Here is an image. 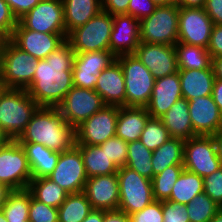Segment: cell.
<instances>
[{"mask_svg": "<svg viewBox=\"0 0 222 222\" xmlns=\"http://www.w3.org/2000/svg\"><path fill=\"white\" fill-rule=\"evenodd\" d=\"M75 52L65 40L46 59L38 60L32 83L26 89L39 107H57L73 87Z\"/></svg>", "mask_w": 222, "mask_h": 222, "instance_id": "1", "label": "cell"}, {"mask_svg": "<svg viewBox=\"0 0 222 222\" xmlns=\"http://www.w3.org/2000/svg\"><path fill=\"white\" fill-rule=\"evenodd\" d=\"M16 141L42 144L61 153L75 145V128L65 121L57 107H38Z\"/></svg>", "mask_w": 222, "mask_h": 222, "instance_id": "2", "label": "cell"}, {"mask_svg": "<svg viewBox=\"0 0 222 222\" xmlns=\"http://www.w3.org/2000/svg\"><path fill=\"white\" fill-rule=\"evenodd\" d=\"M38 107L27 90L4 88L0 93V129L16 140Z\"/></svg>", "mask_w": 222, "mask_h": 222, "instance_id": "3", "label": "cell"}, {"mask_svg": "<svg viewBox=\"0 0 222 222\" xmlns=\"http://www.w3.org/2000/svg\"><path fill=\"white\" fill-rule=\"evenodd\" d=\"M116 60L125 79V106L146 107L152 95L154 76L134 54L120 55Z\"/></svg>", "mask_w": 222, "mask_h": 222, "instance_id": "4", "label": "cell"}, {"mask_svg": "<svg viewBox=\"0 0 222 222\" xmlns=\"http://www.w3.org/2000/svg\"><path fill=\"white\" fill-rule=\"evenodd\" d=\"M38 60L18 48L11 40L1 55L0 81L7 89H27L32 83Z\"/></svg>", "mask_w": 222, "mask_h": 222, "instance_id": "5", "label": "cell"}, {"mask_svg": "<svg viewBox=\"0 0 222 222\" xmlns=\"http://www.w3.org/2000/svg\"><path fill=\"white\" fill-rule=\"evenodd\" d=\"M112 28L113 15L101 10L86 24L72 30L66 40L75 53L109 51Z\"/></svg>", "mask_w": 222, "mask_h": 222, "instance_id": "6", "label": "cell"}, {"mask_svg": "<svg viewBox=\"0 0 222 222\" xmlns=\"http://www.w3.org/2000/svg\"><path fill=\"white\" fill-rule=\"evenodd\" d=\"M178 14L177 4L157 6L140 20V42L174 46L178 42Z\"/></svg>", "mask_w": 222, "mask_h": 222, "instance_id": "7", "label": "cell"}, {"mask_svg": "<svg viewBox=\"0 0 222 222\" xmlns=\"http://www.w3.org/2000/svg\"><path fill=\"white\" fill-rule=\"evenodd\" d=\"M118 209L130 215L143 210L153 200L152 180L141 176L128 167H120Z\"/></svg>", "mask_w": 222, "mask_h": 222, "instance_id": "8", "label": "cell"}, {"mask_svg": "<svg viewBox=\"0 0 222 222\" xmlns=\"http://www.w3.org/2000/svg\"><path fill=\"white\" fill-rule=\"evenodd\" d=\"M32 180L24 149L16 140L0 148V183L11 190L26 189Z\"/></svg>", "mask_w": 222, "mask_h": 222, "instance_id": "9", "label": "cell"}, {"mask_svg": "<svg viewBox=\"0 0 222 222\" xmlns=\"http://www.w3.org/2000/svg\"><path fill=\"white\" fill-rule=\"evenodd\" d=\"M119 107L105 105L75 128V145H100L116 136Z\"/></svg>", "mask_w": 222, "mask_h": 222, "instance_id": "10", "label": "cell"}, {"mask_svg": "<svg viewBox=\"0 0 222 222\" xmlns=\"http://www.w3.org/2000/svg\"><path fill=\"white\" fill-rule=\"evenodd\" d=\"M105 105L95 90L73 86L57 108L65 121L76 128Z\"/></svg>", "mask_w": 222, "mask_h": 222, "instance_id": "11", "label": "cell"}, {"mask_svg": "<svg viewBox=\"0 0 222 222\" xmlns=\"http://www.w3.org/2000/svg\"><path fill=\"white\" fill-rule=\"evenodd\" d=\"M185 169L201 176L211 175L221 167L213 136H195L184 141Z\"/></svg>", "mask_w": 222, "mask_h": 222, "instance_id": "12", "label": "cell"}, {"mask_svg": "<svg viewBox=\"0 0 222 222\" xmlns=\"http://www.w3.org/2000/svg\"><path fill=\"white\" fill-rule=\"evenodd\" d=\"M213 26L204 8L179 7L178 42L208 48Z\"/></svg>", "mask_w": 222, "mask_h": 222, "instance_id": "13", "label": "cell"}, {"mask_svg": "<svg viewBox=\"0 0 222 222\" xmlns=\"http://www.w3.org/2000/svg\"><path fill=\"white\" fill-rule=\"evenodd\" d=\"M48 178L69 194L84 191L88 176L80 149L76 145L60 153L58 163Z\"/></svg>", "mask_w": 222, "mask_h": 222, "instance_id": "14", "label": "cell"}, {"mask_svg": "<svg viewBox=\"0 0 222 222\" xmlns=\"http://www.w3.org/2000/svg\"><path fill=\"white\" fill-rule=\"evenodd\" d=\"M18 21L29 30L50 34H67L62 0H41Z\"/></svg>", "mask_w": 222, "mask_h": 222, "instance_id": "15", "label": "cell"}, {"mask_svg": "<svg viewBox=\"0 0 222 222\" xmlns=\"http://www.w3.org/2000/svg\"><path fill=\"white\" fill-rule=\"evenodd\" d=\"M115 60L116 57L110 51L75 53L72 68L73 86L95 90L98 75Z\"/></svg>", "mask_w": 222, "mask_h": 222, "instance_id": "16", "label": "cell"}, {"mask_svg": "<svg viewBox=\"0 0 222 222\" xmlns=\"http://www.w3.org/2000/svg\"><path fill=\"white\" fill-rule=\"evenodd\" d=\"M67 39V34H50L26 29L19 21L10 40L37 59H46Z\"/></svg>", "mask_w": 222, "mask_h": 222, "instance_id": "17", "label": "cell"}, {"mask_svg": "<svg viewBox=\"0 0 222 222\" xmlns=\"http://www.w3.org/2000/svg\"><path fill=\"white\" fill-rule=\"evenodd\" d=\"M134 55L150 70L155 79L178 72L175 46L140 42Z\"/></svg>", "mask_w": 222, "mask_h": 222, "instance_id": "18", "label": "cell"}, {"mask_svg": "<svg viewBox=\"0 0 222 222\" xmlns=\"http://www.w3.org/2000/svg\"><path fill=\"white\" fill-rule=\"evenodd\" d=\"M140 43V20L127 14L113 15L109 51L115 56L134 54Z\"/></svg>", "mask_w": 222, "mask_h": 222, "instance_id": "19", "label": "cell"}, {"mask_svg": "<svg viewBox=\"0 0 222 222\" xmlns=\"http://www.w3.org/2000/svg\"><path fill=\"white\" fill-rule=\"evenodd\" d=\"M193 131L199 136H213L222 130V117L213 96L192 98L188 101Z\"/></svg>", "mask_w": 222, "mask_h": 222, "instance_id": "20", "label": "cell"}, {"mask_svg": "<svg viewBox=\"0 0 222 222\" xmlns=\"http://www.w3.org/2000/svg\"><path fill=\"white\" fill-rule=\"evenodd\" d=\"M92 209L117 210L119 207V181L117 173L93 176L87 179L83 191Z\"/></svg>", "mask_w": 222, "mask_h": 222, "instance_id": "21", "label": "cell"}, {"mask_svg": "<svg viewBox=\"0 0 222 222\" xmlns=\"http://www.w3.org/2000/svg\"><path fill=\"white\" fill-rule=\"evenodd\" d=\"M180 98L182 91L178 72L157 78L146 110L152 118H161Z\"/></svg>", "mask_w": 222, "mask_h": 222, "instance_id": "22", "label": "cell"}, {"mask_svg": "<svg viewBox=\"0 0 222 222\" xmlns=\"http://www.w3.org/2000/svg\"><path fill=\"white\" fill-rule=\"evenodd\" d=\"M95 91L106 105L125 106V79L117 60L98 75Z\"/></svg>", "mask_w": 222, "mask_h": 222, "instance_id": "23", "label": "cell"}, {"mask_svg": "<svg viewBox=\"0 0 222 222\" xmlns=\"http://www.w3.org/2000/svg\"><path fill=\"white\" fill-rule=\"evenodd\" d=\"M182 97L188 101L192 98L212 95L215 82L213 68L178 69Z\"/></svg>", "mask_w": 222, "mask_h": 222, "instance_id": "24", "label": "cell"}, {"mask_svg": "<svg viewBox=\"0 0 222 222\" xmlns=\"http://www.w3.org/2000/svg\"><path fill=\"white\" fill-rule=\"evenodd\" d=\"M150 117L146 107L120 106L117 117L116 136L127 143L139 140Z\"/></svg>", "mask_w": 222, "mask_h": 222, "instance_id": "25", "label": "cell"}, {"mask_svg": "<svg viewBox=\"0 0 222 222\" xmlns=\"http://www.w3.org/2000/svg\"><path fill=\"white\" fill-rule=\"evenodd\" d=\"M160 119L168 129L171 138H179L185 141L198 136L193 131L188 100L183 97L174 103Z\"/></svg>", "mask_w": 222, "mask_h": 222, "instance_id": "26", "label": "cell"}, {"mask_svg": "<svg viewBox=\"0 0 222 222\" xmlns=\"http://www.w3.org/2000/svg\"><path fill=\"white\" fill-rule=\"evenodd\" d=\"M20 145L25 151L32 179L49 177L58 163L60 152L38 143H20Z\"/></svg>", "mask_w": 222, "mask_h": 222, "instance_id": "27", "label": "cell"}, {"mask_svg": "<svg viewBox=\"0 0 222 222\" xmlns=\"http://www.w3.org/2000/svg\"><path fill=\"white\" fill-rule=\"evenodd\" d=\"M64 5V22L67 35L76 28L86 24L102 9L100 0H62Z\"/></svg>", "mask_w": 222, "mask_h": 222, "instance_id": "28", "label": "cell"}, {"mask_svg": "<svg viewBox=\"0 0 222 222\" xmlns=\"http://www.w3.org/2000/svg\"><path fill=\"white\" fill-rule=\"evenodd\" d=\"M85 166L88 178L99 175H109L118 172V167L109 161L105 151L96 145H76Z\"/></svg>", "mask_w": 222, "mask_h": 222, "instance_id": "29", "label": "cell"}, {"mask_svg": "<svg viewBox=\"0 0 222 222\" xmlns=\"http://www.w3.org/2000/svg\"><path fill=\"white\" fill-rule=\"evenodd\" d=\"M153 176L164 171L171 165H183L184 140L170 138L152 154Z\"/></svg>", "mask_w": 222, "mask_h": 222, "instance_id": "30", "label": "cell"}, {"mask_svg": "<svg viewBox=\"0 0 222 222\" xmlns=\"http://www.w3.org/2000/svg\"><path fill=\"white\" fill-rule=\"evenodd\" d=\"M27 189L34 199L57 209L69 194L48 177L32 179Z\"/></svg>", "mask_w": 222, "mask_h": 222, "instance_id": "31", "label": "cell"}, {"mask_svg": "<svg viewBox=\"0 0 222 222\" xmlns=\"http://www.w3.org/2000/svg\"><path fill=\"white\" fill-rule=\"evenodd\" d=\"M178 69L212 68V58L207 48L177 42L175 45Z\"/></svg>", "mask_w": 222, "mask_h": 222, "instance_id": "32", "label": "cell"}, {"mask_svg": "<svg viewBox=\"0 0 222 222\" xmlns=\"http://www.w3.org/2000/svg\"><path fill=\"white\" fill-rule=\"evenodd\" d=\"M202 192H204L203 178L184 168L168 200L187 205Z\"/></svg>", "mask_w": 222, "mask_h": 222, "instance_id": "33", "label": "cell"}, {"mask_svg": "<svg viewBox=\"0 0 222 222\" xmlns=\"http://www.w3.org/2000/svg\"><path fill=\"white\" fill-rule=\"evenodd\" d=\"M31 193L26 189L11 190L1 206L8 222H29Z\"/></svg>", "mask_w": 222, "mask_h": 222, "instance_id": "34", "label": "cell"}, {"mask_svg": "<svg viewBox=\"0 0 222 222\" xmlns=\"http://www.w3.org/2000/svg\"><path fill=\"white\" fill-rule=\"evenodd\" d=\"M91 211L84 192L71 193L58 208V222H82Z\"/></svg>", "mask_w": 222, "mask_h": 222, "instance_id": "35", "label": "cell"}, {"mask_svg": "<svg viewBox=\"0 0 222 222\" xmlns=\"http://www.w3.org/2000/svg\"><path fill=\"white\" fill-rule=\"evenodd\" d=\"M153 151L147 149L140 140L128 142L126 167L135 170L141 176L153 179Z\"/></svg>", "mask_w": 222, "mask_h": 222, "instance_id": "36", "label": "cell"}, {"mask_svg": "<svg viewBox=\"0 0 222 222\" xmlns=\"http://www.w3.org/2000/svg\"><path fill=\"white\" fill-rule=\"evenodd\" d=\"M183 170V165H171L161 173L153 176L152 190L154 200L165 201L170 198L172 188Z\"/></svg>", "mask_w": 222, "mask_h": 222, "instance_id": "37", "label": "cell"}, {"mask_svg": "<svg viewBox=\"0 0 222 222\" xmlns=\"http://www.w3.org/2000/svg\"><path fill=\"white\" fill-rule=\"evenodd\" d=\"M186 207L190 222H210L221 208L205 192L195 196Z\"/></svg>", "mask_w": 222, "mask_h": 222, "instance_id": "38", "label": "cell"}, {"mask_svg": "<svg viewBox=\"0 0 222 222\" xmlns=\"http://www.w3.org/2000/svg\"><path fill=\"white\" fill-rule=\"evenodd\" d=\"M171 138L160 118L150 117L139 140L149 150L154 151Z\"/></svg>", "mask_w": 222, "mask_h": 222, "instance_id": "39", "label": "cell"}, {"mask_svg": "<svg viewBox=\"0 0 222 222\" xmlns=\"http://www.w3.org/2000/svg\"><path fill=\"white\" fill-rule=\"evenodd\" d=\"M98 146L102 151H105L109 161H112L118 168L126 166L128 155L127 142L120 137L114 136Z\"/></svg>", "mask_w": 222, "mask_h": 222, "instance_id": "40", "label": "cell"}, {"mask_svg": "<svg viewBox=\"0 0 222 222\" xmlns=\"http://www.w3.org/2000/svg\"><path fill=\"white\" fill-rule=\"evenodd\" d=\"M29 222H58V209L34 199L31 195Z\"/></svg>", "mask_w": 222, "mask_h": 222, "instance_id": "41", "label": "cell"}, {"mask_svg": "<svg viewBox=\"0 0 222 222\" xmlns=\"http://www.w3.org/2000/svg\"><path fill=\"white\" fill-rule=\"evenodd\" d=\"M204 192L222 208V166L203 178Z\"/></svg>", "mask_w": 222, "mask_h": 222, "instance_id": "42", "label": "cell"}, {"mask_svg": "<svg viewBox=\"0 0 222 222\" xmlns=\"http://www.w3.org/2000/svg\"><path fill=\"white\" fill-rule=\"evenodd\" d=\"M131 222H163L162 201L153 200L143 210L129 215Z\"/></svg>", "mask_w": 222, "mask_h": 222, "instance_id": "43", "label": "cell"}, {"mask_svg": "<svg viewBox=\"0 0 222 222\" xmlns=\"http://www.w3.org/2000/svg\"><path fill=\"white\" fill-rule=\"evenodd\" d=\"M163 222H190L185 204L175 201H162Z\"/></svg>", "mask_w": 222, "mask_h": 222, "instance_id": "44", "label": "cell"}, {"mask_svg": "<svg viewBox=\"0 0 222 222\" xmlns=\"http://www.w3.org/2000/svg\"><path fill=\"white\" fill-rule=\"evenodd\" d=\"M152 0H130L127 9V15L141 20L147 16H150L157 8Z\"/></svg>", "mask_w": 222, "mask_h": 222, "instance_id": "45", "label": "cell"}, {"mask_svg": "<svg viewBox=\"0 0 222 222\" xmlns=\"http://www.w3.org/2000/svg\"><path fill=\"white\" fill-rule=\"evenodd\" d=\"M18 20L5 0H0V27L11 37Z\"/></svg>", "mask_w": 222, "mask_h": 222, "instance_id": "46", "label": "cell"}, {"mask_svg": "<svg viewBox=\"0 0 222 222\" xmlns=\"http://www.w3.org/2000/svg\"><path fill=\"white\" fill-rule=\"evenodd\" d=\"M9 5L13 15L19 20L31 9H33L41 0H5Z\"/></svg>", "mask_w": 222, "mask_h": 222, "instance_id": "47", "label": "cell"}, {"mask_svg": "<svg viewBox=\"0 0 222 222\" xmlns=\"http://www.w3.org/2000/svg\"><path fill=\"white\" fill-rule=\"evenodd\" d=\"M207 50L211 58L222 57V24L213 26Z\"/></svg>", "mask_w": 222, "mask_h": 222, "instance_id": "48", "label": "cell"}, {"mask_svg": "<svg viewBox=\"0 0 222 222\" xmlns=\"http://www.w3.org/2000/svg\"><path fill=\"white\" fill-rule=\"evenodd\" d=\"M130 0H100L101 9L111 15L127 14Z\"/></svg>", "mask_w": 222, "mask_h": 222, "instance_id": "49", "label": "cell"}, {"mask_svg": "<svg viewBox=\"0 0 222 222\" xmlns=\"http://www.w3.org/2000/svg\"><path fill=\"white\" fill-rule=\"evenodd\" d=\"M204 10L214 25L222 24V0H206Z\"/></svg>", "mask_w": 222, "mask_h": 222, "instance_id": "50", "label": "cell"}, {"mask_svg": "<svg viewBox=\"0 0 222 222\" xmlns=\"http://www.w3.org/2000/svg\"><path fill=\"white\" fill-rule=\"evenodd\" d=\"M103 222H131L129 215L124 211L117 210H104V220Z\"/></svg>", "mask_w": 222, "mask_h": 222, "instance_id": "51", "label": "cell"}, {"mask_svg": "<svg viewBox=\"0 0 222 222\" xmlns=\"http://www.w3.org/2000/svg\"><path fill=\"white\" fill-rule=\"evenodd\" d=\"M212 96L214 102L217 104L222 117V80L215 78Z\"/></svg>", "mask_w": 222, "mask_h": 222, "instance_id": "52", "label": "cell"}, {"mask_svg": "<svg viewBox=\"0 0 222 222\" xmlns=\"http://www.w3.org/2000/svg\"><path fill=\"white\" fill-rule=\"evenodd\" d=\"M104 210L92 209L89 215L82 222H103Z\"/></svg>", "mask_w": 222, "mask_h": 222, "instance_id": "53", "label": "cell"}, {"mask_svg": "<svg viewBox=\"0 0 222 222\" xmlns=\"http://www.w3.org/2000/svg\"><path fill=\"white\" fill-rule=\"evenodd\" d=\"M206 0H178V7L204 8Z\"/></svg>", "mask_w": 222, "mask_h": 222, "instance_id": "54", "label": "cell"}, {"mask_svg": "<svg viewBox=\"0 0 222 222\" xmlns=\"http://www.w3.org/2000/svg\"><path fill=\"white\" fill-rule=\"evenodd\" d=\"M212 68L215 78L222 80V57L212 58Z\"/></svg>", "mask_w": 222, "mask_h": 222, "instance_id": "55", "label": "cell"}, {"mask_svg": "<svg viewBox=\"0 0 222 222\" xmlns=\"http://www.w3.org/2000/svg\"><path fill=\"white\" fill-rule=\"evenodd\" d=\"M213 138L216 144L217 155L219 157V160L222 166V130L214 134Z\"/></svg>", "mask_w": 222, "mask_h": 222, "instance_id": "56", "label": "cell"}, {"mask_svg": "<svg viewBox=\"0 0 222 222\" xmlns=\"http://www.w3.org/2000/svg\"><path fill=\"white\" fill-rule=\"evenodd\" d=\"M11 191L10 188H8L5 184L0 183V209L1 206L4 204L6 201V198Z\"/></svg>", "mask_w": 222, "mask_h": 222, "instance_id": "57", "label": "cell"}, {"mask_svg": "<svg viewBox=\"0 0 222 222\" xmlns=\"http://www.w3.org/2000/svg\"><path fill=\"white\" fill-rule=\"evenodd\" d=\"M10 36L0 27V50L8 44Z\"/></svg>", "mask_w": 222, "mask_h": 222, "instance_id": "58", "label": "cell"}, {"mask_svg": "<svg viewBox=\"0 0 222 222\" xmlns=\"http://www.w3.org/2000/svg\"><path fill=\"white\" fill-rule=\"evenodd\" d=\"M10 141V137L2 129H0V148L6 146Z\"/></svg>", "mask_w": 222, "mask_h": 222, "instance_id": "59", "label": "cell"}, {"mask_svg": "<svg viewBox=\"0 0 222 222\" xmlns=\"http://www.w3.org/2000/svg\"><path fill=\"white\" fill-rule=\"evenodd\" d=\"M158 6L177 4L178 0H152Z\"/></svg>", "mask_w": 222, "mask_h": 222, "instance_id": "60", "label": "cell"}, {"mask_svg": "<svg viewBox=\"0 0 222 222\" xmlns=\"http://www.w3.org/2000/svg\"><path fill=\"white\" fill-rule=\"evenodd\" d=\"M210 222H222V208H220Z\"/></svg>", "mask_w": 222, "mask_h": 222, "instance_id": "61", "label": "cell"}, {"mask_svg": "<svg viewBox=\"0 0 222 222\" xmlns=\"http://www.w3.org/2000/svg\"><path fill=\"white\" fill-rule=\"evenodd\" d=\"M0 222H8L1 209H0Z\"/></svg>", "mask_w": 222, "mask_h": 222, "instance_id": "62", "label": "cell"}, {"mask_svg": "<svg viewBox=\"0 0 222 222\" xmlns=\"http://www.w3.org/2000/svg\"><path fill=\"white\" fill-rule=\"evenodd\" d=\"M5 87L3 86V83L0 81V93L3 91Z\"/></svg>", "mask_w": 222, "mask_h": 222, "instance_id": "63", "label": "cell"}, {"mask_svg": "<svg viewBox=\"0 0 222 222\" xmlns=\"http://www.w3.org/2000/svg\"><path fill=\"white\" fill-rule=\"evenodd\" d=\"M1 55H2V50H0V75H1Z\"/></svg>", "mask_w": 222, "mask_h": 222, "instance_id": "64", "label": "cell"}]
</instances>
